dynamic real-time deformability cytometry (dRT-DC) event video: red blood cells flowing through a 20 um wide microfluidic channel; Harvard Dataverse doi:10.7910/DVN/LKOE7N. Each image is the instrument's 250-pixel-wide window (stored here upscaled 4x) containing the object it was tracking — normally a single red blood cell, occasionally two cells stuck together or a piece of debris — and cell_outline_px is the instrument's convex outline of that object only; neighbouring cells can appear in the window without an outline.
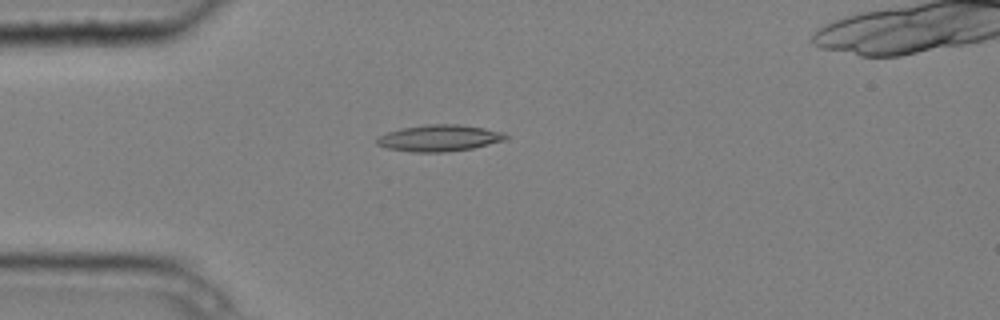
{"species": "common noctule bat (a hibernating species)", "species_latin": "Nyctalus noctula", "temperature_condition": "cold", "stored_images_in_passage": 3, "camera_frame_rate_fps": 3000, "um_per_image_px": 0.085, "animal": {"sex": "male", "body_mass_g": 20.4}, "frame": {"image": 1, "passage_image": 2, "time_ms": 0.333, "image_size_px": [1000, 320], "cell_outline_px": [[508, 140], [472, 148], [444, 152], [412, 152], [388, 148], [376, 144], [376, 136], [400, 128], [428, 124], [460, 124], [484, 128], [504, 132], [508, 136]], "centroid_in_image_um": [37.35, 11.73], "position_along_channel_um": 47.7, "area_um2": 20.06}}